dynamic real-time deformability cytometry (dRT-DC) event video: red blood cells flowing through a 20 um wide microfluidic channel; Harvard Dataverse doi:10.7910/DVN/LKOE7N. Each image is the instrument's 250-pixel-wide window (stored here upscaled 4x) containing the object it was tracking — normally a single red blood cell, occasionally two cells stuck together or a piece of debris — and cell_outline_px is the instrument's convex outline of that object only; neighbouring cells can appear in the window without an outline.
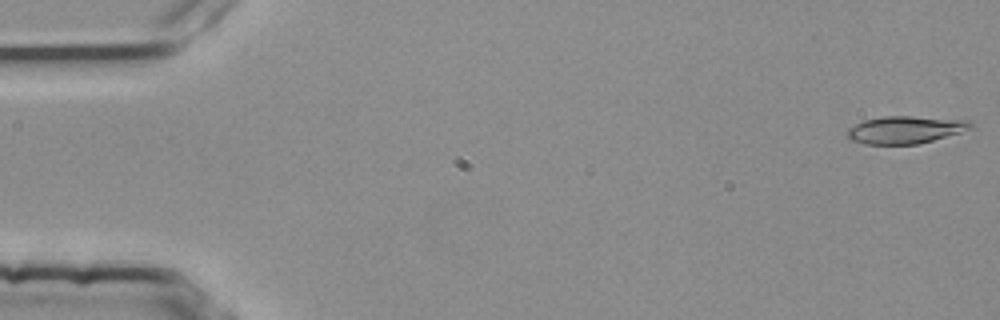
{"species": "common noctule bat (a hibernating species)", "species_latin": "Nyctalus noctula", "temperature_condition": "room temperature", "stored_images_in_passage": 5, "camera_frame_rate_fps": 3000, "um_per_image_px": 0.085, "animal": {"sex": "female", "body_mass_g": 25.1}, "frame": {"image": 1, "passage_image": 1, "time_ms": 0.0, "image_size_px": [1000, 320], "cell_outline_px": [[972, 128], [960, 132], [932, 140], [916, 144], [864, 144], [848, 140], [848, 128], [864, 120], [884, 116], [912, 116], [968, 120], [972, 124]], "centroid_in_image_um": [76.91, 11.03], "position_along_channel_um": 8.1, "area_um2": 19.59}}